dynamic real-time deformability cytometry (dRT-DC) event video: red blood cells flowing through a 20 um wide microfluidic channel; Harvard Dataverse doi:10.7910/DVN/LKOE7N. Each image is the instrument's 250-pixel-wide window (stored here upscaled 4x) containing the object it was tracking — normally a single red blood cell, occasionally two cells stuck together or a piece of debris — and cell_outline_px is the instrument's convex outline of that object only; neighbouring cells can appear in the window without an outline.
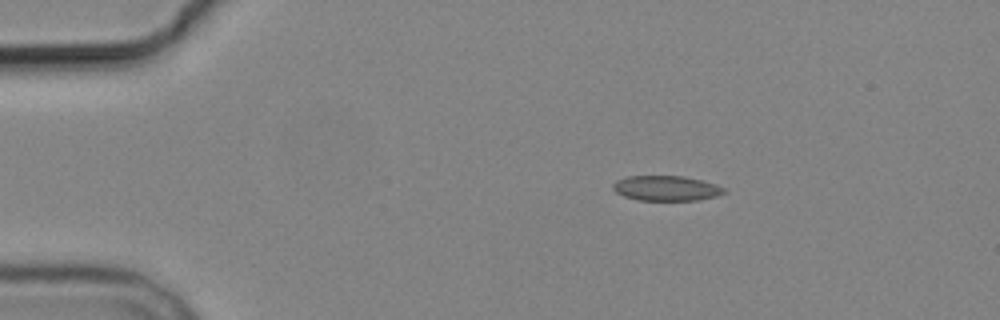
{"species": "common noctule bat (a hibernating species)", "species_latin": "Nyctalus noctula", "temperature_condition": "cold", "stored_images_in_passage": 5, "camera_frame_rate_fps": 3000, "um_per_image_px": 0.085, "animal": {"sex": "male", "body_mass_g": 19.2, "forearm_length_mm": 51.8}, "frame": {"image": 1, "passage_image": 1, "time_ms": 0.0, "image_size_px": [1000, 320], "cell_outline_px": [[728, 192], [716, 196], [696, 200], [636, 200], [624, 196], [616, 192], [612, 188], [612, 184], [616, 180], [628, 176], [684, 176], [716, 184], [724, 188]], "centroid_in_image_um": [56.62, 16.0], "position_along_channel_um": 28.4, "area_um2": 16.24}}
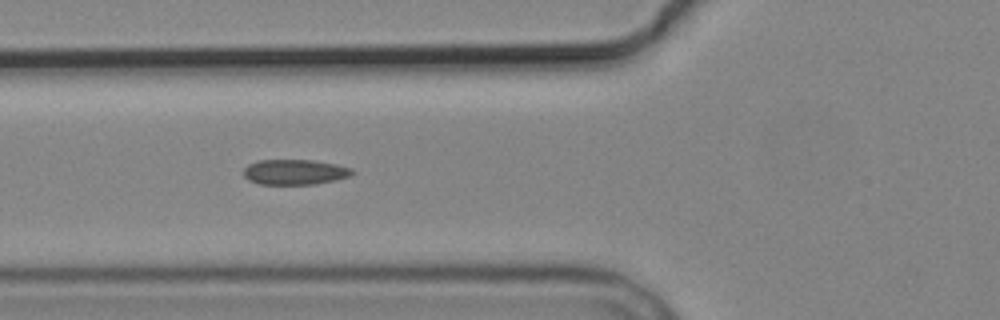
{"frame": {"image": 2, "passage_image": 4, "time_ms": 3.667, "image_size_px": [1000, 320], "cell_outline_px": [[356, 172], [352, 176], [336, 180], [316, 184], [260, 184], [248, 180], [244, 176], [244, 168], [248, 164], [260, 160], [312, 160], [336, 164], [352, 168]], "centroid_in_image_um": [25.1, 14.62], "position_along_channel_um": 100.7, "area_um2": 16.13}}
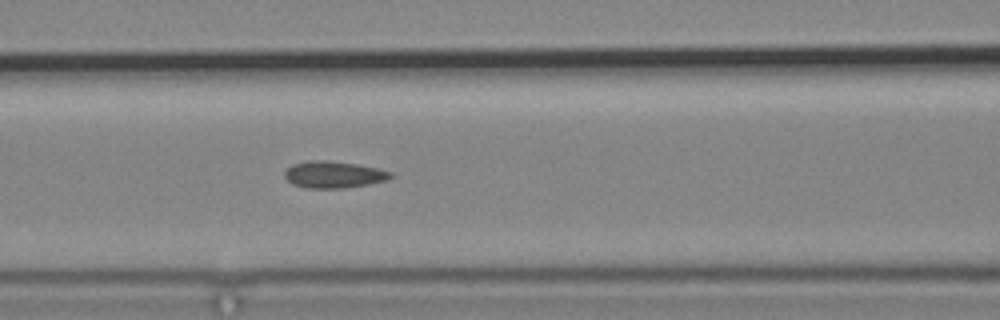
{"frame": {"image": 3, "passage_image": 5, "time_ms": 4.667, "image_size_px": [1000, 320], "cell_outline_px": [[392, 176], [388, 180], [368, 184], [344, 188], [304, 188], [292, 184], [284, 176], [284, 172], [292, 164], [308, 160], [324, 160], [356, 164], [376, 168], [392, 172]], "centroid_in_image_um": [28.33, 14.84], "position_along_channel_um": 138.3, "area_um2": 16.53}}